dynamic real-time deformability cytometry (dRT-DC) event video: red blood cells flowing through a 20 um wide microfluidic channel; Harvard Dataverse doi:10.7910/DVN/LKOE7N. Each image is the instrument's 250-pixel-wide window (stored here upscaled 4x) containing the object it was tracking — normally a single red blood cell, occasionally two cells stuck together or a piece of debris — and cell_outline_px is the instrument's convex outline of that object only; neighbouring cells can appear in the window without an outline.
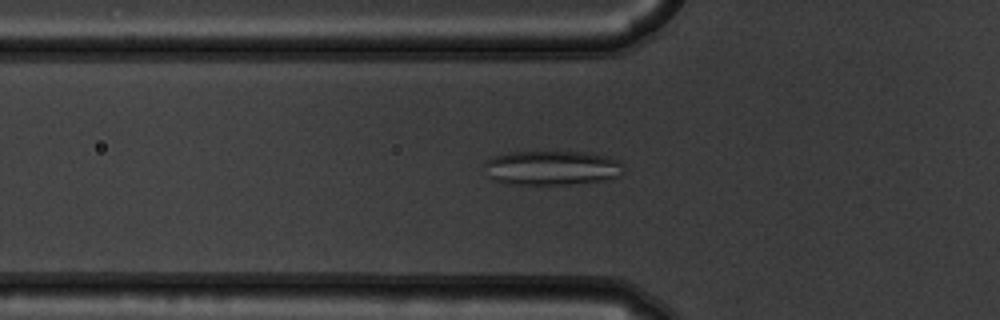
{"species": "common noctule bat (a hibernating species)", "species_latin": "Nyctalus noctula", "temperature_condition": "warm", "stored_images_in_passage": 51, "camera_frame_rate_fps": 3000, "um_per_image_px": 0.085, "animal": {"sex": "male", "body_mass_g": 19.5, "forearm_length_mm": 54.6}, "frame": {"image": 1, "passage_image": 16, "time_ms": 5.0, "image_size_px": [1000, 320], "cell_outline_px": [[624, 172], [620, 176], [604, 180], [572, 184], [504, 184], [492, 180], [488, 176], [484, 164], [484, 160], [492, 156], [508, 152], [588, 152], [608, 156], [616, 160], [620, 164]], "centroid_in_image_um": [46.86, 14.27], "position_along_channel_um": 78.9, "area_um2": 28.21}}
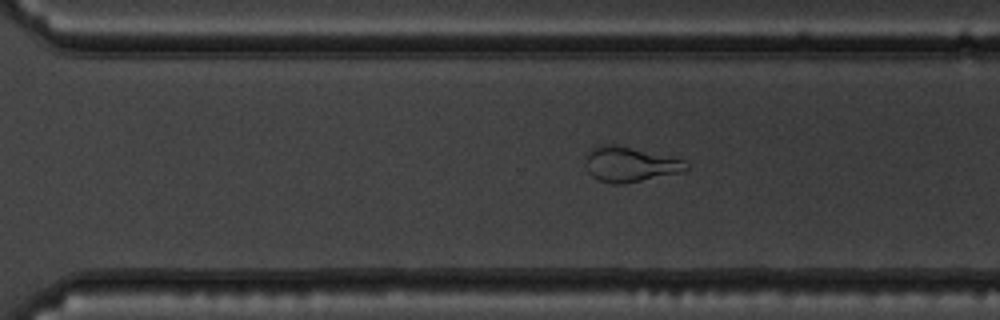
{"frame": {"image": 2, "passage_image": 35, "time_ms": 11.333, "image_size_px": [1000, 320], "cell_outline_px": [[688, 168], [684, 172], [620, 184], [612, 184], [600, 180], [592, 176], [588, 172], [588, 152], [596, 144], [616, 144], [684, 160], [688, 164]], "centroid_in_image_um": [53.56, 13.96], "position_along_channel_um": 317.0, "area_um2": 20.23}}
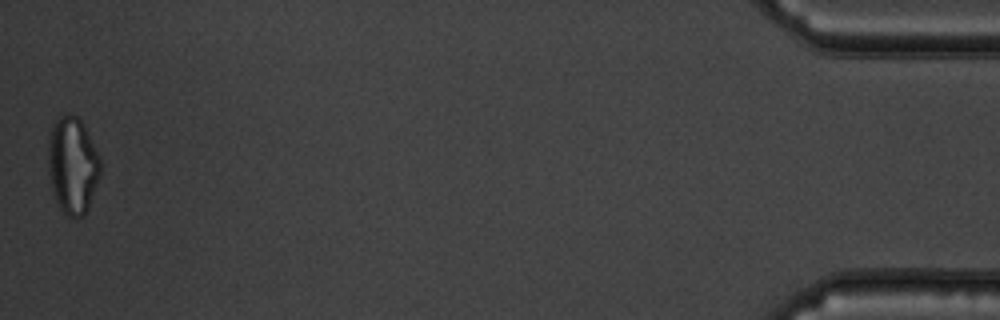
{"frame": {"image": 3, "passage_image": 51, "time_ms": 16.667, "image_size_px": [1000, 320], "cell_outline_px": [[100, 172], [88, 208], [84, 216], [68, 216], [60, 208], [52, 192], [48, 172], [48, 140], [52, 124], [60, 116], [76, 116], [84, 124], [100, 156]], "centroid_in_image_um": [6.15, 14.04], "position_along_channel_um": 429.0, "area_um2": 29.36}, "authors_computed_cell_mechanics": {"area_um2": 26.01, "velocity_mm_per_s": 3.7658, "shape_relaxation_time_tau1_ms": null, "shape_relaxation_time_tau2_ms": 1.2921, "deformation_change_tau1": null, "deformation_change_tau2": 0.0956}}